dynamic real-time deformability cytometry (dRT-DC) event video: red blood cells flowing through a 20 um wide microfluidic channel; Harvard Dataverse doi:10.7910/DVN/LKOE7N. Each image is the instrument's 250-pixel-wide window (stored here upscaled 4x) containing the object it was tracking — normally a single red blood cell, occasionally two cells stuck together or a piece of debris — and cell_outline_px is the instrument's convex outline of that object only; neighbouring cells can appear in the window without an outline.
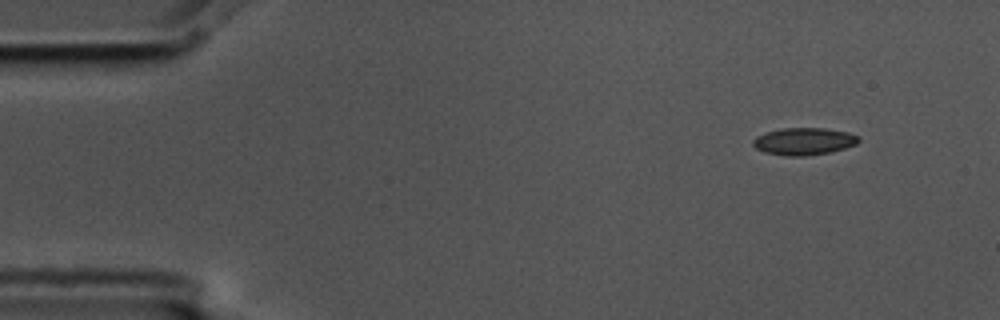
{"species": "common noctule bat (a hibernating species)", "species_latin": "Nyctalus noctula", "temperature_condition": "cold", "stored_images_in_passage": 3, "camera_frame_rate_fps": 3000, "um_per_image_px": 0.085, "animal": {"sex": "male", "body_mass_g": 17.5, "forearm_length_mm": 52.3}, "frame": {"image": 1, "passage_image": 1, "time_ms": 0.0, "image_size_px": [1000, 320], "cell_outline_px": [[860, 140], [856, 144], [844, 148], [828, 152], [804, 156], [784, 156], [764, 152], [756, 148], [752, 144], [752, 140], [756, 136], [764, 132], [780, 128], [824, 128], [848, 132], [860, 136]], "centroid_in_image_um": [68.3, 12.0], "position_along_channel_um": 16.7, "area_um2": 16.88}}
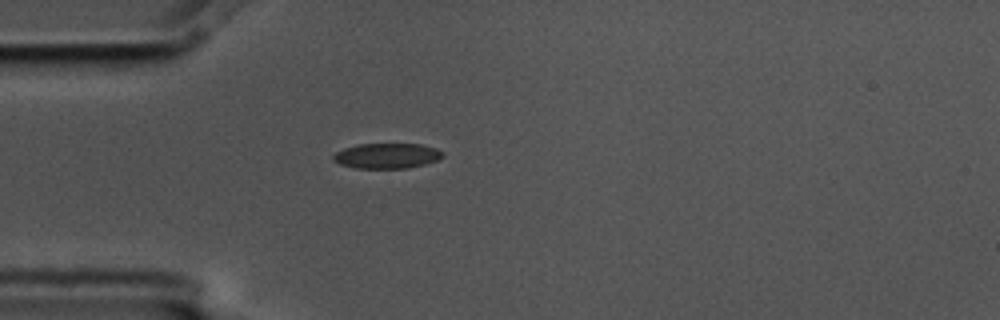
{"frame": {"image": 2, "passage_image": 3, "time_ms": 0.667, "image_size_px": [1000, 320], "cell_outline_px": [[444, 156], [436, 160], [424, 164], [408, 168], [356, 168], [340, 164], [332, 160], [332, 156], [336, 152], [344, 148], [360, 144], [420, 144], [436, 148], [444, 152]], "centroid_in_image_um": [32.88, 13.24], "position_along_channel_um": 52.1, "area_um2": 16.07}}